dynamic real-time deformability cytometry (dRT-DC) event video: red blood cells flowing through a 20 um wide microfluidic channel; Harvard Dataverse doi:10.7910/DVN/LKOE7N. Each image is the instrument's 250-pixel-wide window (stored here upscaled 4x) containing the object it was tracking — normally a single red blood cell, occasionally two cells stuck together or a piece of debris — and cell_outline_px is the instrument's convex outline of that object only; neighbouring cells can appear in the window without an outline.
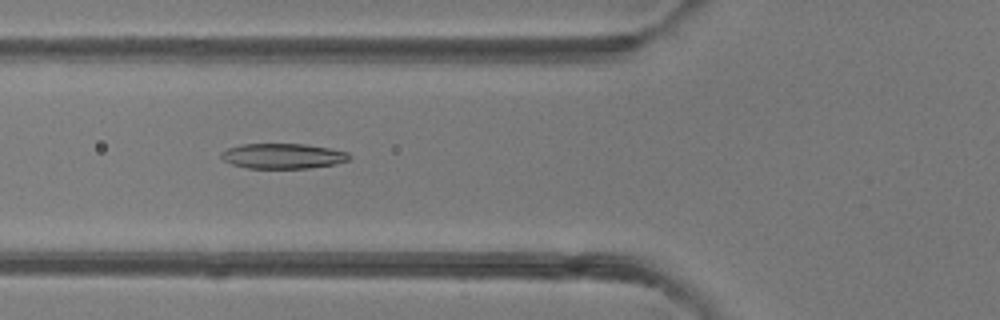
{"species": "common noctule bat (a hibernating species)", "species_latin": "Nyctalus noctula", "temperature_condition": "room temperature", "stored_images_in_passage": 5, "camera_frame_rate_fps": 3000, "um_per_image_px": 0.085, "animal": {"sex": "female"}, "frame": {"image": 1, "passage_image": 2, "time_ms": 1.0, "image_size_px": [1000, 320], "cell_outline_px": [[352, 156], [348, 160], [336, 164], [308, 168], [248, 168], [232, 164], [224, 160], [220, 156], [220, 152], [228, 148], [240, 144], [304, 144], [328, 148], [348, 152]], "centroid_in_image_um": [24.04, 13.26], "position_along_channel_um": 101.8, "area_um2": 18.79}}
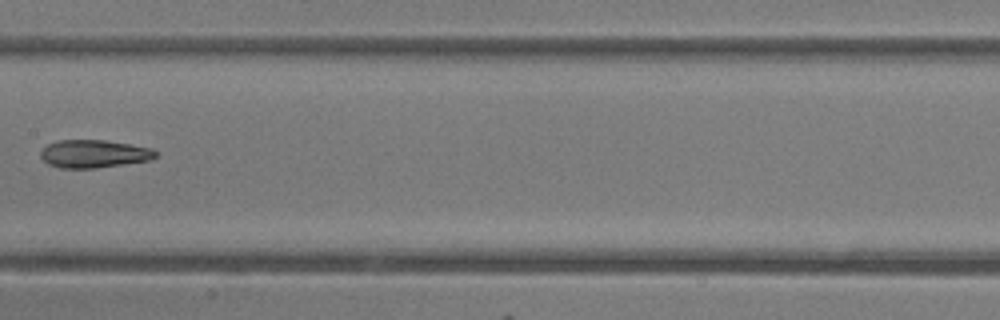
{"frame": {"image": 2, "passage_image": 4, "time_ms": 3.333, "image_size_px": [1000, 320], "cell_outline_px": [[156, 156], [152, 160], [96, 168], [60, 168], [48, 164], [40, 156], [40, 152], [48, 144], [60, 140], [104, 140], [152, 148], [156, 152]], "centroid_in_image_um": [7.98, 13.08], "position_along_channel_um": 199.4, "area_um2": 18.61}}
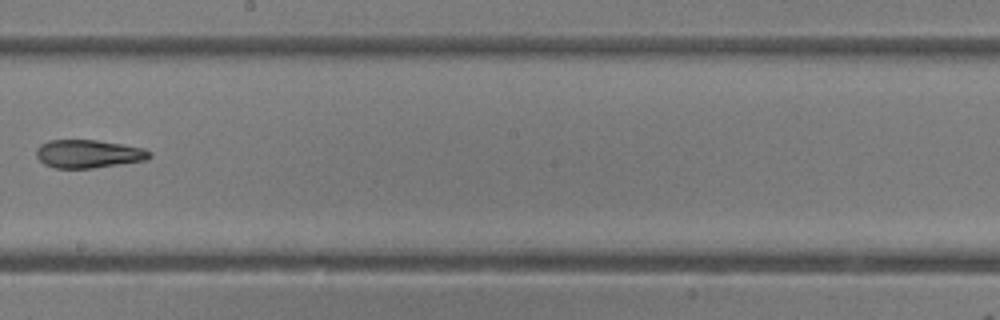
{"frame": {"image": 3, "passage_image": 5, "time_ms": 4.333, "image_size_px": [1000, 320], "cell_outline_px": [[152, 156], [148, 160], [92, 168], [56, 168], [44, 164], [36, 156], [36, 148], [40, 144], [48, 140], [96, 140], [144, 148], [152, 152]], "centroid_in_image_um": [7.52, 13.07], "position_along_channel_um": 240.7, "area_um2": 18.67}}